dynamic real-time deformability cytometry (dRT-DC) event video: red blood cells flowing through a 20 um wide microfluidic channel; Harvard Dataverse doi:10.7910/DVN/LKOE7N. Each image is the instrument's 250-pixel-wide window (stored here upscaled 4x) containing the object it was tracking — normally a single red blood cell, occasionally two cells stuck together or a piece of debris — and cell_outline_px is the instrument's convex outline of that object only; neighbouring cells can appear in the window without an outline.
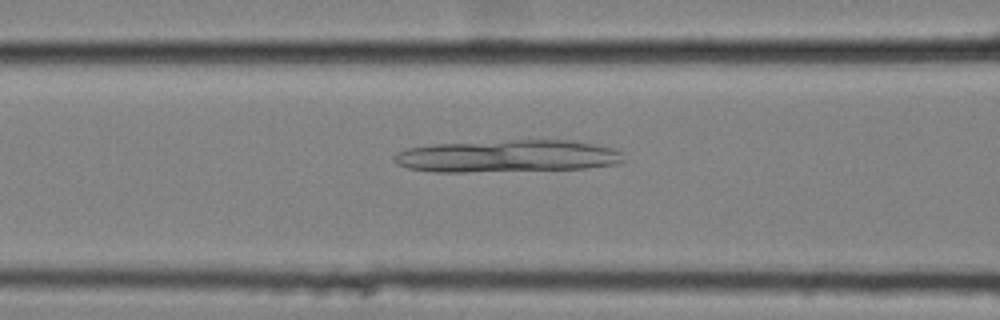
{"species": "common noctule bat (a hibernating species)", "species_latin": "Nyctalus noctula", "temperature_condition": "cold", "stored_images_in_passage": 51, "camera_frame_rate_fps": 3000, "um_per_image_px": 0.085, "animal": {"sex": "female", "body_mass_g": 25.1}, "frame": {"image": 1, "passage_image": 18, "time_ms": 5.667, "image_size_px": [1000, 320], "cell_outline_px": [[624, 160], [616, 164], [584, 168], [464, 172], [436, 172], [408, 168], [396, 164], [392, 156], [396, 152], [408, 148], [432, 144], [512, 140], [572, 140], [596, 144], [612, 148], [620, 152]], "centroid_in_image_um": [43.09, 13.26], "position_along_channel_um": 123.5, "area_um2": 43.12}}
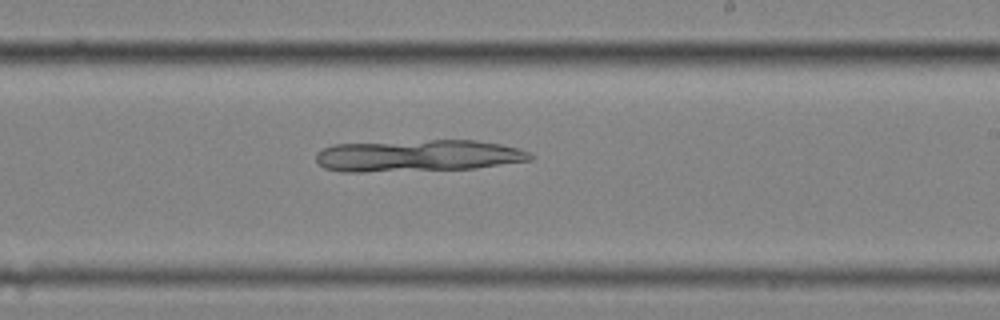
{"frame": {"image": 2, "passage_image": 29, "time_ms": 9.333, "image_size_px": [1000, 320], "cell_outline_px": [[536, 156], [532, 160], [476, 168], [364, 172], [340, 172], [324, 168], [316, 160], [316, 152], [332, 144], [432, 140], [476, 140], [500, 144], [532, 152]], "centroid_in_image_um": [35.54, 13.24], "position_along_channel_um": 253.5, "area_um2": 39.94}}
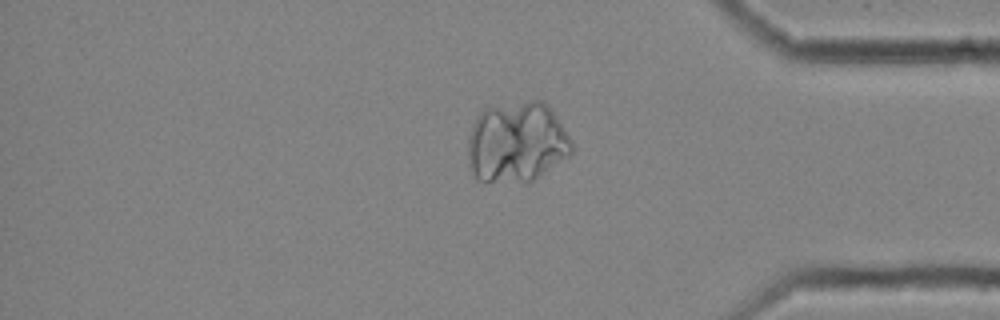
{"frame": {"image": 3, "passage_image": 42, "time_ms": 13.667, "image_size_px": [1000, 320], "cell_outline_px": [[572, 152], [568, 156], [532, 180], [476, 180], [472, 172], [468, 160], [468, 136], [472, 124], [476, 116], [480, 112], [488, 108], [528, 100], [544, 100], [552, 108], [572, 140]], "centroid_in_image_um": [43.93, 12.04], "position_along_channel_um": 391.3, "area_um2": 48.44}}